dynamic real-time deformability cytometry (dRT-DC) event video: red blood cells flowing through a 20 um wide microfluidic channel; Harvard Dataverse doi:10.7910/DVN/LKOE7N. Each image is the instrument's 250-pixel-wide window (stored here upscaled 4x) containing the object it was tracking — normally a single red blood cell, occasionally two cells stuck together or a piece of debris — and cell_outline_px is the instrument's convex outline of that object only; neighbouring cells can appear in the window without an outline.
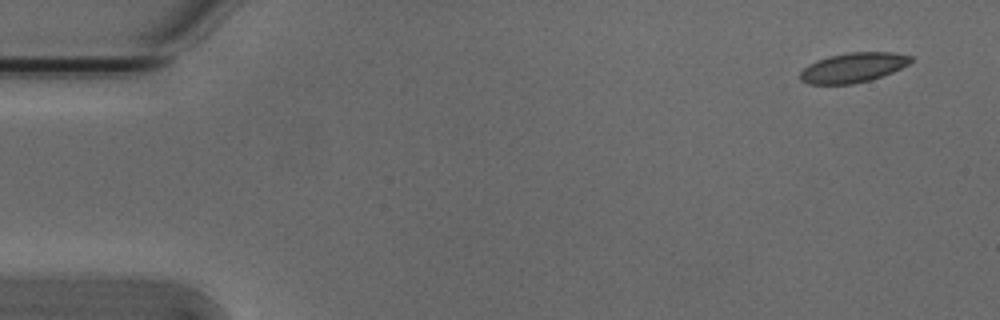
{"species": "Egyptian fruit bat (a non-hibernating species)", "species_latin": "Rousettus aegyptiacus", "temperature_condition": "cold", "stored_images_in_passage": 4, "camera_frame_rate_fps": 3000, "um_per_image_px": 0.085, "animal": {"sex": "male"}, "frame": {"image": 1, "passage_image": 1, "time_ms": 0.0, "image_size_px": [1000, 320], "cell_outline_px": [[912, 60], [908, 64], [892, 72], [868, 80], [852, 84], [808, 84], [800, 80], [800, 72], [808, 64], [816, 60], [828, 56], [848, 52], [892, 52], [912, 56]], "centroid_in_image_um": [72.47, 5.73], "position_along_channel_um": 12.5, "area_um2": 19.07}}
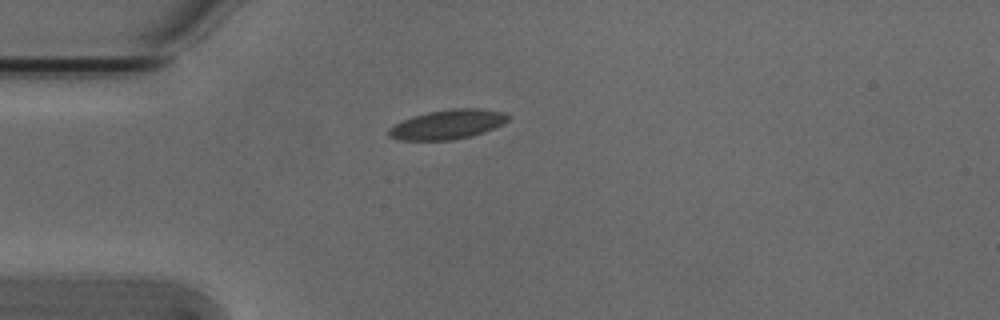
{"frame": {"image": 2, "passage_image": 4, "time_ms": 1.0, "image_size_px": [1000, 320], "cell_outline_px": [[512, 116], [504, 124], [484, 132], [472, 136], [452, 140], [396, 140], [388, 136], [388, 128], [412, 116], [428, 112], [452, 108], [480, 108], [504, 112]], "centroid_in_image_um": [38.08, 10.57], "position_along_channel_um": 46.9, "area_um2": 20.69}}